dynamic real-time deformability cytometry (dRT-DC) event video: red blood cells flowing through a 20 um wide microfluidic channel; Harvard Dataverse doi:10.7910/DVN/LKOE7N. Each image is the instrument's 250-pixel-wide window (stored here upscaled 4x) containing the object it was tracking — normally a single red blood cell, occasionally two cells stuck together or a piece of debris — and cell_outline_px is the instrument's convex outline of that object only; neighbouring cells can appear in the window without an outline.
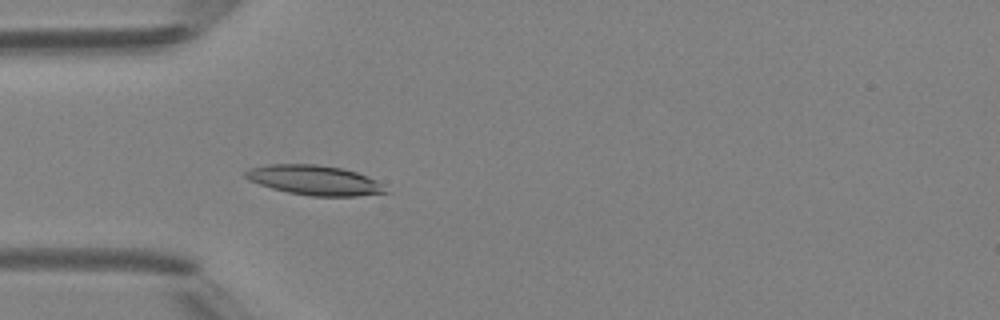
{"species": "Egyptian fruit bat (a non-hibernating species)", "species_latin": "Rousettus aegyptiacus", "temperature_condition": "room temperature", "stored_images_in_passage": 5, "camera_frame_rate_fps": 3000, "um_per_image_px": 0.085, "animal": {"sex": "female"}, "frame": {"image": 1, "passage_image": 5, "time_ms": 4.667, "image_size_px": [1000, 320], "cell_outline_px": [[388, 192], [356, 196], [312, 196], [288, 192], [272, 188], [248, 180], [244, 176], [244, 172], [252, 168], [268, 164], [316, 164], [340, 168], [356, 172], [376, 180]], "centroid_in_image_um": [26.69, 15.31], "position_along_channel_um": 58.3, "area_um2": 23.93}}